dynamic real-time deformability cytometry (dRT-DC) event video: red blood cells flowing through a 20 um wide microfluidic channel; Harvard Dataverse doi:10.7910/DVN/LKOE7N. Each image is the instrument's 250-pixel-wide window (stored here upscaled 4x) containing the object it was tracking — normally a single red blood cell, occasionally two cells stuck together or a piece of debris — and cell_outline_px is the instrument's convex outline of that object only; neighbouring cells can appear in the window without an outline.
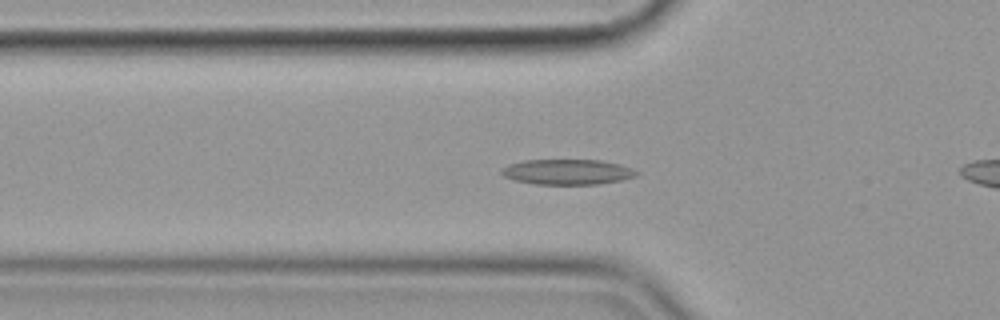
{"species": "common noctule bat (a hibernating species)", "species_latin": "Nyctalus noctula", "temperature_condition": "cold", "stored_images_in_passage": 58, "camera_frame_rate_fps": 3000, "um_per_image_px": 0.085, "animal": {"sex": "female", "body_mass_g": 19.9}, "frame": {"image": 1, "passage_image": 20, "time_ms": 6.333, "image_size_px": [1000, 320], "cell_outline_px": [[640, 172], [636, 176], [620, 180], [596, 184], [536, 184], [516, 180], [504, 176], [500, 172], [508, 164], [524, 160], [600, 160], [616, 164]], "centroid_in_image_um": [48.19, 14.61], "position_along_channel_um": 77.6, "area_um2": 19.54}}
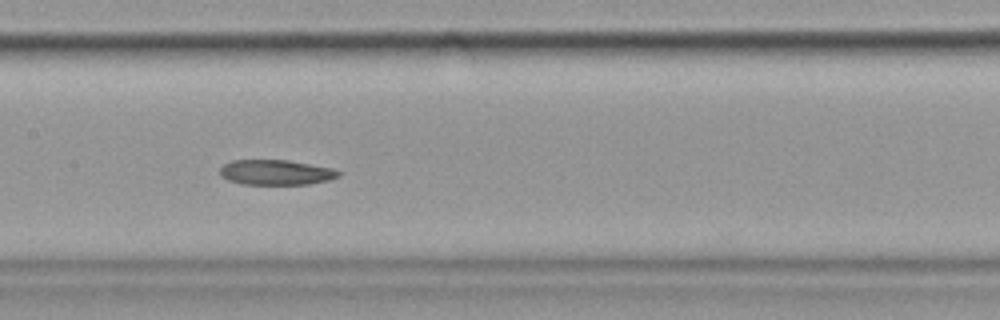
{"frame": {"image": 2, "passage_image": 29, "time_ms": 9.333, "image_size_px": [1000, 320], "cell_outline_px": [[340, 176], [328, 180], [308, 184], [244, 184], [228, 180], [220, 176], [220, 168], [224, 164], [232, 160], [288, 160], [332, 168], [340, 172]], "centroid_in_image_um": [23.44, 14.65], "position_along_channel_um": 184.0, "area_um2": 17.28}}
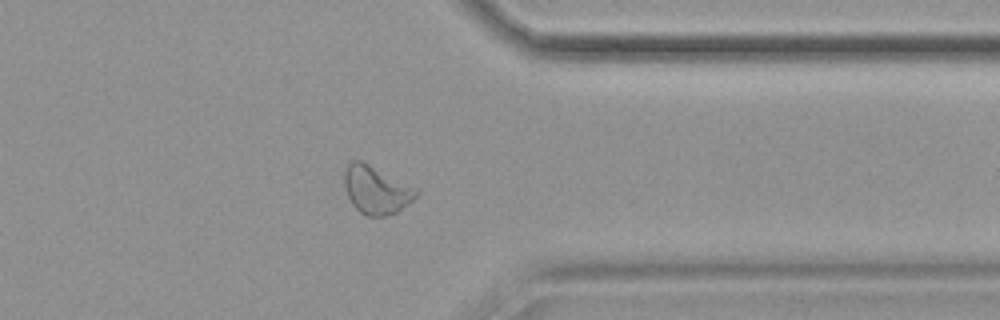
{"frame": {"image": 3, "passage_image": 46, "time_ms": 15.0, "image_size_px": [1000, 320], "cell_outline_px": [[420, 192], [408, 204], [396, 212], [384, 216], [368, 216], [360, 212], [352, 204], [344, 188], [344, 172], [348, 164], [352, 160], [360, 160], [420, 188]], "centroid_in_image_um": [32.0, 16.13], "position_along_channel_um": 379.4, "area_um2": 20.23}}